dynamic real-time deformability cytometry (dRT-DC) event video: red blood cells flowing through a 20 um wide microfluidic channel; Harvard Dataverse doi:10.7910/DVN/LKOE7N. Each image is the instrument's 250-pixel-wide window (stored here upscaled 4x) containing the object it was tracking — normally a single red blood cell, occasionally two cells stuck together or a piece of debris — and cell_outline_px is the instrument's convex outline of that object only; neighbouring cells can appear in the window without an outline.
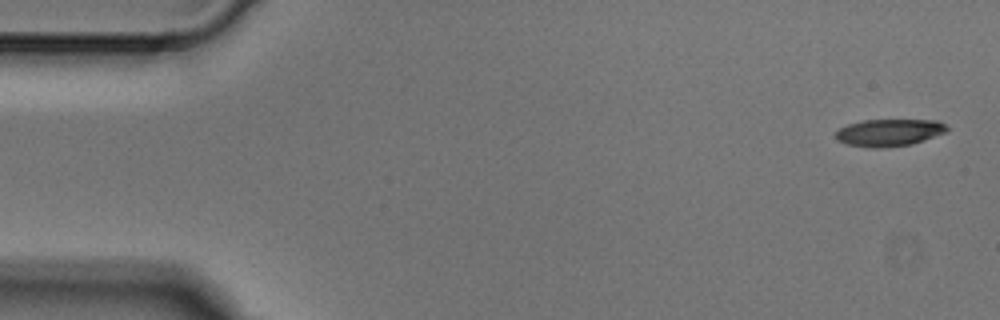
{"species": "Egyptian fruit bat (a non-hibernating species)", "species_latin": "Rousettus aegyptiacus", "temperature_condition": "cold", "stored_images_in_passage": 4, "segment_of_instrument_passage": [2, 2], "camera_frame_rate_fps": 3000, "um_per_image_px": 0.085, "animal": {"sex": "male"}, "frame": {"image": 1, "passage_image": 4, "time_ms": 1.0, "image_size_px": [1000, 320], "cell_outline_px": [[948, 132], [912, 144], [884, 148], [872, 148], [848, 144], [836, 140], [836, 132], [840, 128], [848, 124], [864, 120], [936, 120], [944, 124], [948, 128]], "centroid_in_image_um": [75.59, 11.27], "position_along_channel_um": 9.4, "area_um2": 17.63}}